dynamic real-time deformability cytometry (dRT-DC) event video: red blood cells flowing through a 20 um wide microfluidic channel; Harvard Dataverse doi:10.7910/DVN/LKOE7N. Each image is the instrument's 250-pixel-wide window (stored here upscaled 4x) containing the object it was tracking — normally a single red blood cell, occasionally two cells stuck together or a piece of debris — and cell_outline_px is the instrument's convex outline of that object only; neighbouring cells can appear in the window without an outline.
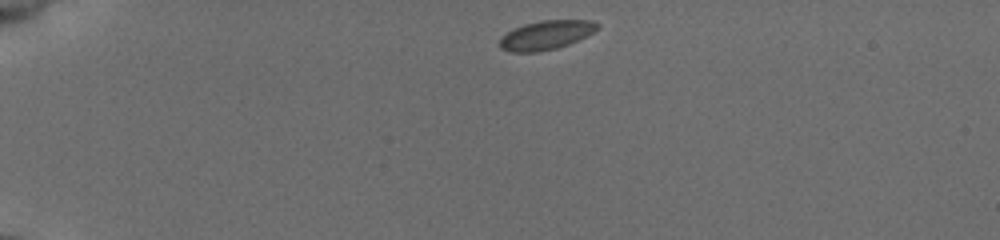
{"species": "common noctule bat (a hibernating species)", "species_latin": "Nyctalus noctula", "temperature_condition": "cold", "stored_images_in_passage": 42, "camera_frame_rate_fps": 3000, "um_per_image_px": 0.085, "animal": {"sex": "female", "body_mass_g": 19.5, "forearm_length_mm": 54.1}, "frame": {"image": 1, "passage_image": 1, "time_ms": 0.0, "image_size_px": [1000, 240], "cell_outline_px": [[600, 28], [568, 44], [556, 48], [532, 52], [512, 52], [500, 48], [496, 44], [500, 36], [524, 24], [540, 20], [592, 20], [600, 24]], "centroid_in_image_um": [46.37, 2.97], "position_along_channel_um": 38.6, "area_um2": 16.47}}
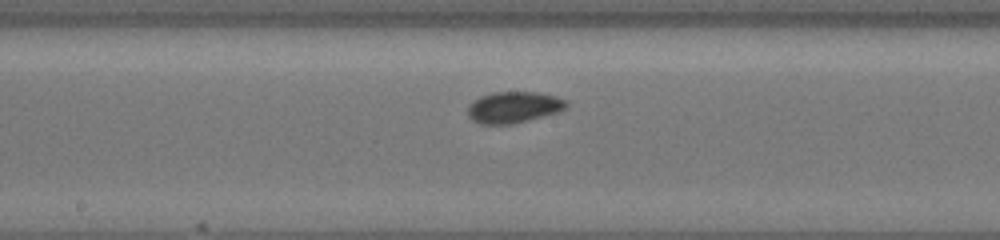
{"frame": {"image": 2, "passage_image": 19, "time_ms": 6.0, "image_size_px": [1000, 240], "cell_outline_px": [[564, 108], [556, 112], [508, 124], [480, 124], [468, 116], [468, 108], [480, 96], [492, 92], [540, 92], [556, 96], [564, 100]], "centroid_in_image_um": [43.61, 9.09], "position_along_channel_um": 204.6, "area_um2": 17.34}}
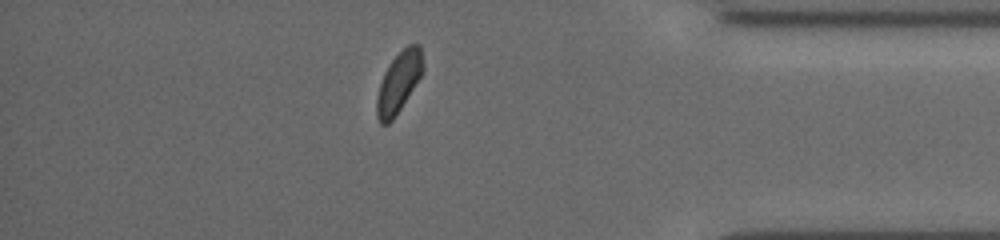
{"frame": {"image": 3, "passage_image": 36, "time_ms": 11.667, "image_size_px": [1000, 240], "cell_outline_px": [[420, 76], [400, 108], [392, 120], [388, 124], [380, 124], [376, 116], [376, 100], [380, 84], [384, 72], [392, 60], [408, 44], [420, 44]], "centroid_in_image_um": [33.82, 7.04], "position_along_channel_um": 401.4, "area_um2": 15.49}, "authors_computed_cell_mechanics": {"area_um2": 16.6753, "velocity_mm_per_s": 3.8527, "shape_relaxation_time_tau1_ms": 1.6989, "shape_relaxation_time_tau2_ms": 6.7747, "deformation_change_tau1": 0.0402, "deformation_change_tau2": 0.0528}}